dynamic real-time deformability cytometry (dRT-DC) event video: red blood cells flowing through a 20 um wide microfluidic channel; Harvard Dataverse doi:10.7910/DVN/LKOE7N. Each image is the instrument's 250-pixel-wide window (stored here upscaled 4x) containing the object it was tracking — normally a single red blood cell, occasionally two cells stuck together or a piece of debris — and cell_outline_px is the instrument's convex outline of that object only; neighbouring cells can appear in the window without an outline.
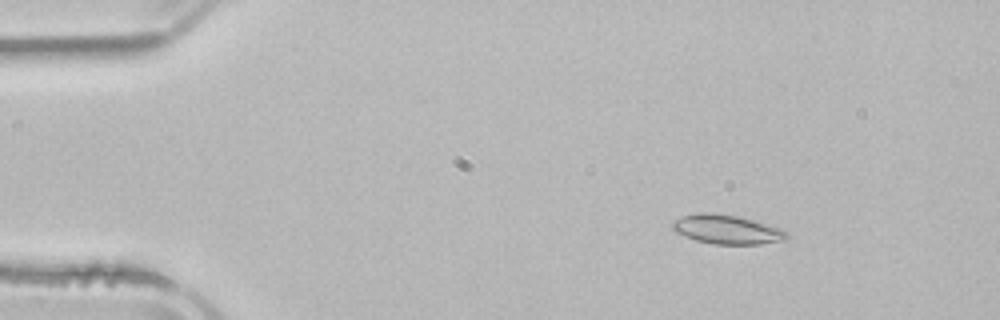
{"species": "common noctule bat (a hibernating species)", "species_latin": "Nyctalus noctula", "temperature_condition": "room temperature", "stored_images_in_passage": 3, "camera_frame_rate_fps": 3000, "um_per_image_px": 0.085, "animal": {"sex": "male", "body_mass_g": 21.5, "forearm_length_mm": 52.0}, "frame": {"image": 1, "passage_image": 2, "time_ms": 1.333, "image_size_px": [1000, 320], "cell_outline_px": [[788, 236], [784, 240], [760, 244], [716, 244], [696, 240], [676, 232], [672, 228], [672, 224], [680, 216], [696, 212], [712, 212], [736, 216], [752, 220], [776, 228], [784, 232]], "centroid_in_image_um": [61.7, 19.49], "position_along_channel_um": 23.3, "area_um2": 18.96}}